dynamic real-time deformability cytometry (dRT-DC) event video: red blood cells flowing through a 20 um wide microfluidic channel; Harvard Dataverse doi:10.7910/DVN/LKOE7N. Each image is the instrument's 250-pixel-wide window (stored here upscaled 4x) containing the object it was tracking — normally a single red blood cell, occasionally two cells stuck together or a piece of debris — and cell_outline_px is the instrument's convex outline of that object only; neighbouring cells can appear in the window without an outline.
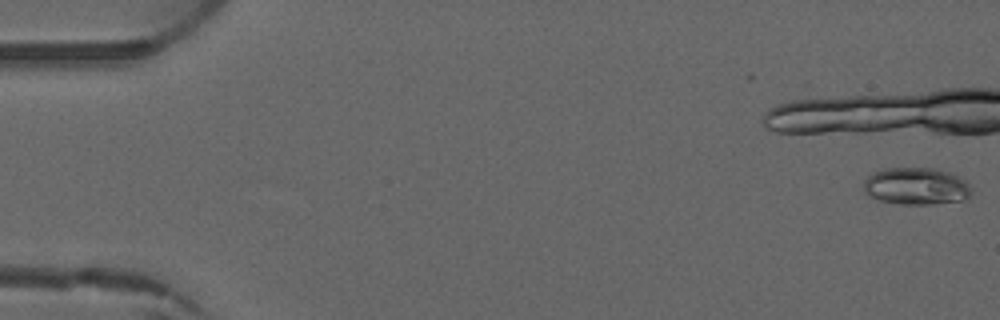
{"species": "common noctule bat (a hibernating species)", "species_latin": "Nyctalus noctula", "temperature_condition": "warm", "stored_images_in_passage": 5, "camera_frame_rate_fps": 3000, "um_per_image_px": 0.085, "animal": {"sex": "male", "forearm_length_mm": 52.5}, "frame": {"image": 1, "passage_image": 1, "time_ms": 0.0, "image_size_px": [1000, 320], "cell_outline_px": [[968, 200], [932, 204], [900, 204], [880, 200], [868, 196], [864, 192], [864, 180], [872, 172], [884, 168], [932, 168], [948, 172], [964, 180], [968, 184]], "centroid_in_image_um": [77.82, 15.83], "position_along_channel_um": 7.2, "area_um2": 23.24}}